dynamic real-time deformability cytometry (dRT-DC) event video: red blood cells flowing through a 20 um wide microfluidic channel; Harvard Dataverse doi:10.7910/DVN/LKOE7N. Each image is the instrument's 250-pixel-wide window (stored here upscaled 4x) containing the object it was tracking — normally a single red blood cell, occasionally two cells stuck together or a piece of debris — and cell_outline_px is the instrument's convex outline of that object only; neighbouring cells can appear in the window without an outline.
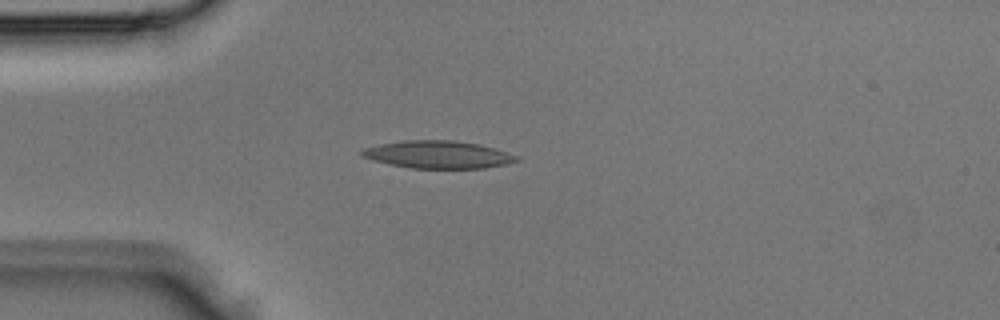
{"species": "Egyptian fruit bat (a non-hibernating species)", "species_latin": "Rousettus aegyptiacus", "temperature_condition": "room temperature", "stored_images_in_passage": 2, "camera_frame_rate_fps": 3000, "um_per_image_px": 0.085, "animal": {"sex": "male"}, "frame": {"image": 1, "passage_image": 2, "time_ms": 0.333, "image_size_px": [1000, 320], "cell_outline_px": [[520, 160], [504, 164], [484, 168], [412, 168], [372, 160], [360, 156], [360, 152], [364, 148], [380, 144], [400, 140], [456, 140], [480, 144], [520, 156]], "centroid_in_image_um": [37.23, 13.13], "position_along_channel_um": 47.8, "area_um2": 24.85}}